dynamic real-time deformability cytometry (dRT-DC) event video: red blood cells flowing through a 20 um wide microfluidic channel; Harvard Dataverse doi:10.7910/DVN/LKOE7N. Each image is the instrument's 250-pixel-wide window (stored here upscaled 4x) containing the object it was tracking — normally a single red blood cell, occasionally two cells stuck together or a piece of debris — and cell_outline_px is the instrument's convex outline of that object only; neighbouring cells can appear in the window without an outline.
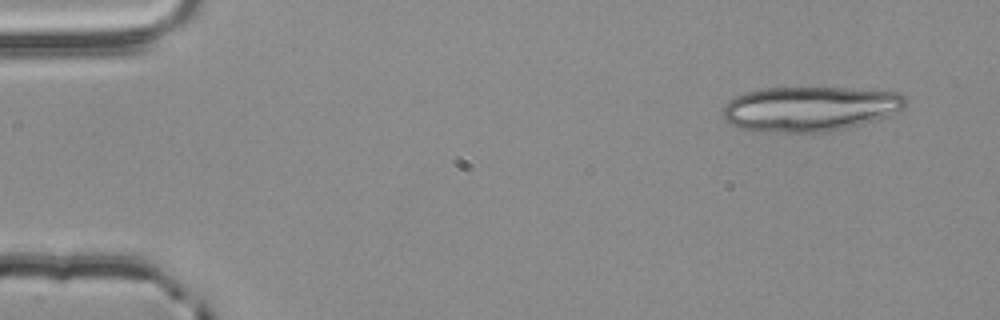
{"species": "common noctule bat (a hibernating species)", "species_latin": "Nyctalus noctula", "temperature_condition": "room temperature", "stored_images_in_passage": 15, "camera_frame_rate_fps": 3000, "um_per_image_px": 0.085, "animal": {"sex": "male", "body_mass_g": 20.4}, "frame": {"image": 1, "passage_image": 1, "time_ms": 0.0, "image_size_px": [1000, 320], "cell_outline_px": [[908, 100], [900, 108], [876, 120], [844, 128], [824, 132], [760, 132], [736, 128], [728, 124], [724, 120], [720, 112], [724, 104], [728, 100], [744, 92], [760, 88], [852, 88], [900, 92]], "centroid_in_image_um": [68.71, 9.25], "position_along_channel_um": 16.3, "area_um2": 48.15}}